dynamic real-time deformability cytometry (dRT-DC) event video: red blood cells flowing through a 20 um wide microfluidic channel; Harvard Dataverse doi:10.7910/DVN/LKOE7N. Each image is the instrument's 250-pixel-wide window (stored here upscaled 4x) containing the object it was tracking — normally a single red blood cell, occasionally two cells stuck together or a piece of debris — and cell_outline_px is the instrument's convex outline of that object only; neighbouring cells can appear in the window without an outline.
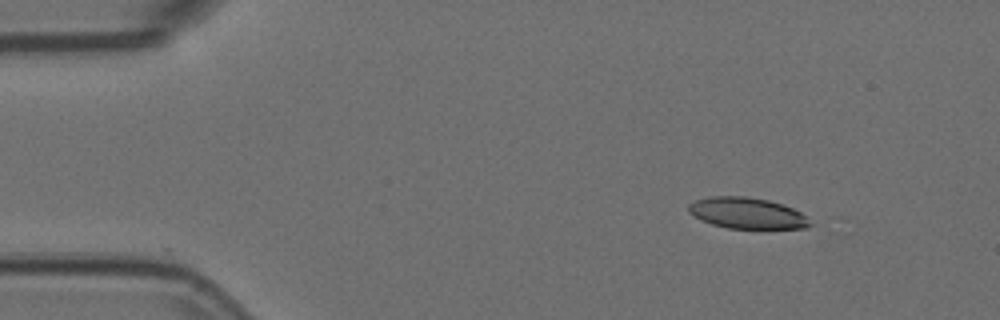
{"species": "Egyptian fruit bat (a non-hibernating species)", "species_latin": "Rousettus aegyptiacus", "temperature_condition": "room temperature", "stored_images_in_passage": 10, "camera_frame_rate_fps": 3000, "um_per_image_px": 0.085, "animal": {"sex": "female"}, "frame": {"image": 1, "passage_image": 1, "time_ms": 0.0, "image_size_px": [1000, 320], "cell_outline_px": [[812, 224], [808, 228], [728, 228], [712, 224], [700, 220], [688, 212], [688, 204], [696, 200], [712, 196], [744, 196], [768, 200], [792, 208], [808, 216]], "centroid_in_image_um": [63.5, 18.12], "position_along_channel_um": 21.5, "area_um2": 21.96}}